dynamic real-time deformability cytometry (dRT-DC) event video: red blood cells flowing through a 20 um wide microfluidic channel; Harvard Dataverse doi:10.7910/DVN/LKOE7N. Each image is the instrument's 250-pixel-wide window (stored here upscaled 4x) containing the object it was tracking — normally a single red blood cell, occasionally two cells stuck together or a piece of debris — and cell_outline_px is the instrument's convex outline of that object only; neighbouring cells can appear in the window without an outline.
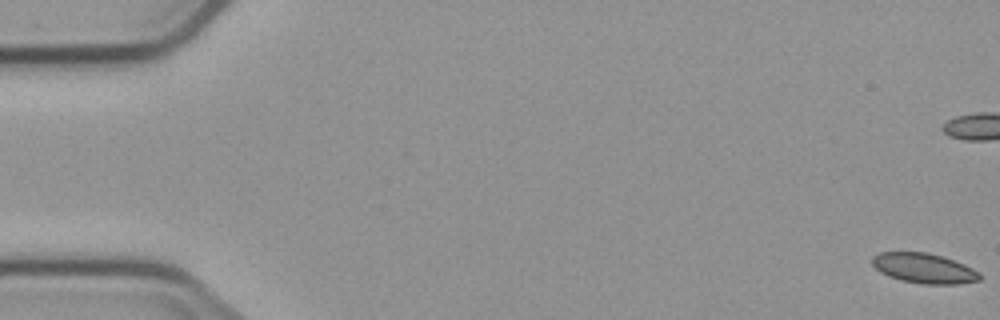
{"species": "common noctule bat (a hibernating species)", "species_latin": "Nyctalus noctula", "temperature_condition": "cold", "stored_images_in_passage": 8, "camera_frame_rate_fps": 3000, "um_per_image_px": 0.085, "animal": {"sex": "male", "body_mass_g": 23.1, "forearm_length_mm": 52.7}, "frame": {"image": 1, "passage_image": 1, "time_ms": 0.0, "image_size_px": [1000, 320], "cell_outline_px": [[980, 280], [960, 284], [920, 284], [900, 280], [888, 276], [880, 272], [872, 264], [872, 256], [880, 252], [928, 252], [944, 256], [964, 264], [980, 272]], "centroid_in_image_um": [78.54, 22.8], "position_along_channel_um": 6.5, "area_um2": 19.02}}
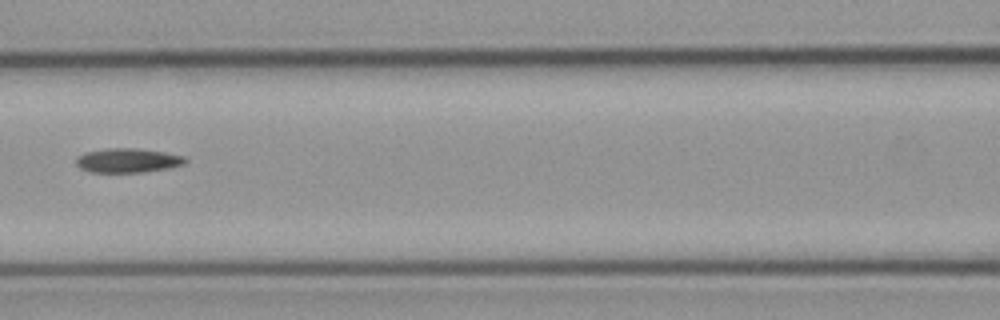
{"frame": {"image": 2, "passage_image": 8, "time_ms": 9.0, "image_size_px": [1000, 320], "cell_outline_px": [[188, 160], [184, 164], [168, 168], [144, 172], [88, 172], [80, 168], [76, 164], [76, 156], [84, 152], [108, 148], [140, 148], [164, 152], [184, 156]], "centroid_in_image_um": [10.84, 13.63], "position_along_channel_um": 155.8, "area_um2": 15.61}}